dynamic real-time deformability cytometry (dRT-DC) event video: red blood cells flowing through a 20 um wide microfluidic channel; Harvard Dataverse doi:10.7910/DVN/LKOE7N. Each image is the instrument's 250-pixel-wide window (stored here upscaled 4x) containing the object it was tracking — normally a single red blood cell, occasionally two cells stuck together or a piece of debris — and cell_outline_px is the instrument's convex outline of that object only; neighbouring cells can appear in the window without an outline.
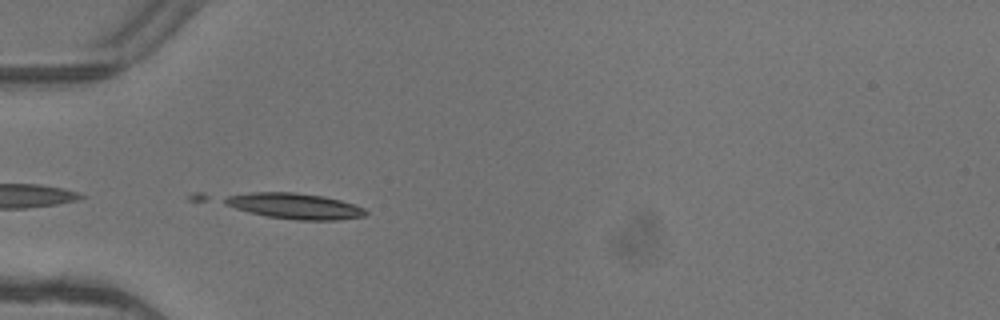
{"species": "common noctule bat (a hibernating species)", "species_latin": "Nyctalus noctula", "temperature_condition": "warm", "stored_images_in_passage": 5, "camera_frame_rate_fps": 3000, "um_per_image_px": 0.085, "animal": {"sex": "female"}, "frame": {"image": 1, "passage_image": 1, "time_ms": 0.0, "image_size_px": [1000, 320], "cell_outline_px": [[368, 212], [364, 216], [336, 220], [296, 220], [268, 216], [188, 200], [188, 196], [192, 192], [296, 192], [324, 196], [340, 200], [364, 208]], "centroid_in_image_um": [24.02, 17.41], "position_along_channel_um": 61.0, "area_um2": 24.74}}